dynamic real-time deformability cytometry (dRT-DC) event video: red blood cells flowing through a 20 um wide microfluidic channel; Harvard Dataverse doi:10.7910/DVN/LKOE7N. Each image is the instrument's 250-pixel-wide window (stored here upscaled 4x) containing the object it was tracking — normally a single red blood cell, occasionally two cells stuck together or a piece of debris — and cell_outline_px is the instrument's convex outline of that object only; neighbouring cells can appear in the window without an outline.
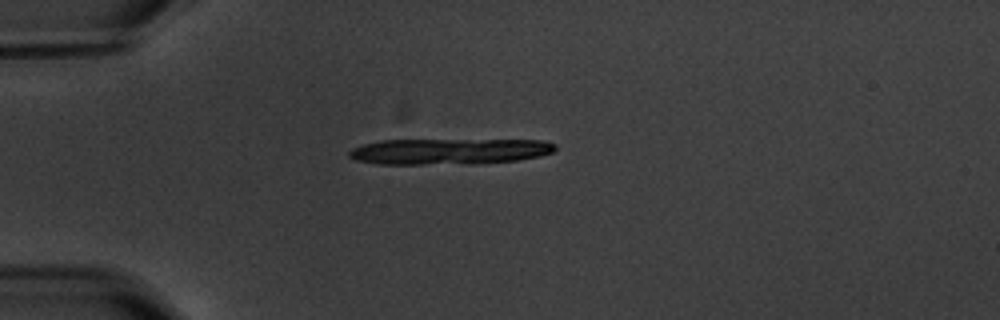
{"species": "common noctule bat (a hibernating species)", "species_latin": "Nyctalus noctula", "temperature_condition": "warm", "stored_images_in_passage": 2, "camera_frame_rate_fps": 3000, "um_per_image_px": 0.085, "animal": {"sex": "male", "body_mass_g": 20.1, "forearm_length_mm": 53.5}, "frame": {"image": 1, "passage_image": 1, "time_ms": 0.0, "image_size_px": [1000, 320], "cell_outline_px": [[556, 148], [552, 152], [540, 156], [516, 160], [420, 164], [380, 164], [356, 160], [348, 156], [348, 152], [352, 148], [364, 144], [380, 140], [544, 140], [556, 144]], "centroid_in_image_um": [38.14, 12.84], "position_along_channel_um": 46.9, "area_um2": 30.46}}